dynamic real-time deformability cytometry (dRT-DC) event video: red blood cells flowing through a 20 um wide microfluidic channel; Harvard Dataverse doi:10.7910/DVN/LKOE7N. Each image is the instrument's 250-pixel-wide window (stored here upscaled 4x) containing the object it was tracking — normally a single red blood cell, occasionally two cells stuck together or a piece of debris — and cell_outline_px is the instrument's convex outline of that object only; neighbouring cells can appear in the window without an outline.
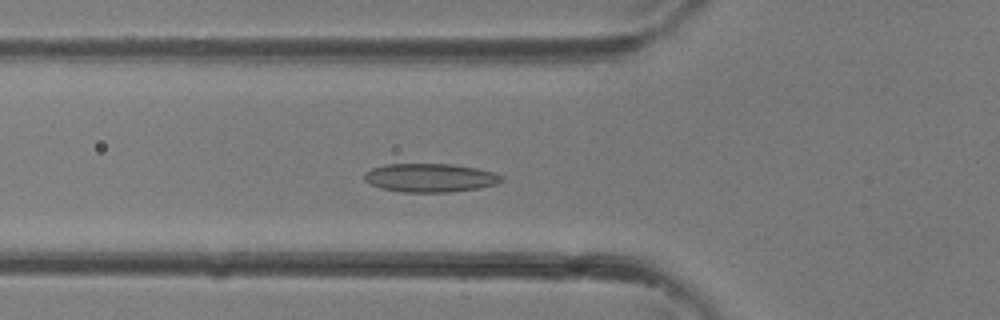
{"species": "common noctule bat (a hibernating species)", "species_latin": "Nyctalus noctula", "temperature_condition": "room temperature", "stored_images_in_passage": 35, "camera_frame_rate_fps": 3000, "um_per_image_px": 0.085, "animal": {"sex": "female"}, "frame": {"image": 1, "passage_image": 12, "time_ms": 3.667, "image_size_px": [1000, 320], "cell_outline_px": [[504, 180], [496, 184], [480, 188], [448, 192], [400, 192], [380, 188], [368, 184], [364, 180], [364, 172], [372, 168], [384, 164], [452, 164], [476, 168], [492, 172], [504, 176]], "centroid_in_image_um": [36.53, 15.11], "position_along_channel_um": 89.3, "area_um2": 23.06}}
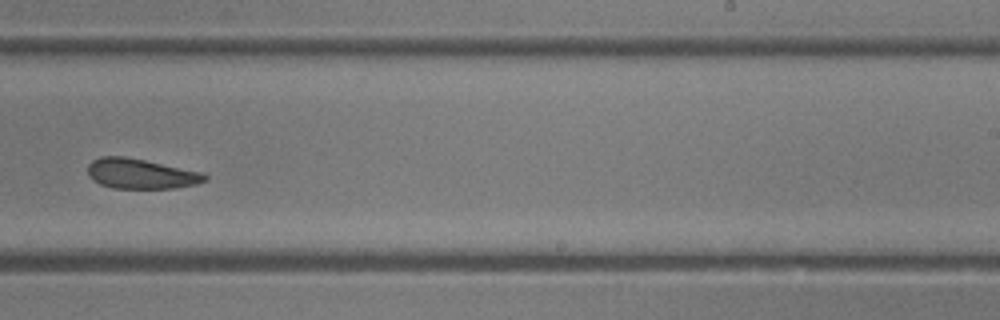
{"frame": {"image": 2, "passage_image": 22, "time_ms": 7.0, "image_size_px": [1000, 320], "cell_outline_px": [[208, 180], [196, 184], [176, 188], [112, 188], [100, 184], [92, 180], [88, 176], [88, 164], [92, 160], [100, 156], [124, 156], [144, 160], [200, 172], [208, 176]], "centroid_in_image_um": [11.93, 14.77], "position_along_channel_um": 277.1, "area_um2": 20.46}}
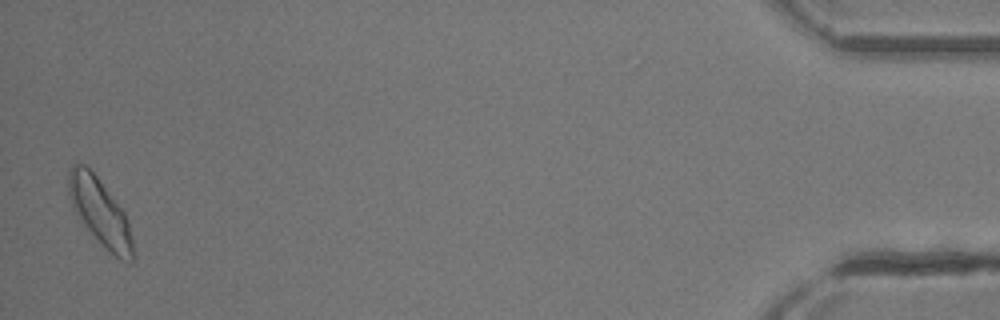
{"frame": {"image": 3, "passage_image": 35, "time_ms": 11.333, "image_size_px": [1000, 320], "cell_outline_px": [[132, 260], [120, 260], [84, 224], [72, 204], [68, 192], [68, 168], [72, 164], [84, 164], [96, 176], [124, 212], [128, 220], [132, 240]], "centroid_in_image_um": [8.48, 17.95], "position_along_channel_um": 426.7, "area_um2": 23.87}}